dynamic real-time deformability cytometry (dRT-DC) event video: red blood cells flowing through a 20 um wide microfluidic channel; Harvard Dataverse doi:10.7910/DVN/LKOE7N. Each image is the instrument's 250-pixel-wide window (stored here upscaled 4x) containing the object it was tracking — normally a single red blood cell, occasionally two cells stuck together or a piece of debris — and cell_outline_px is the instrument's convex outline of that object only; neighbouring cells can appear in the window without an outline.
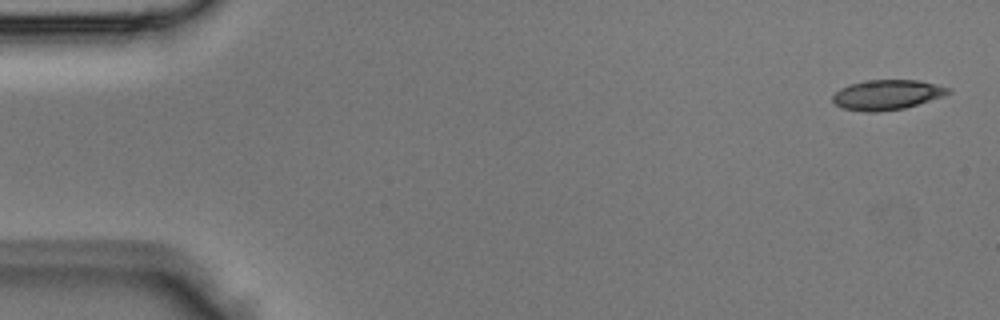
{"species": "Egyptian fruit bat (a non-hibernating species)", "species_latin": "Rousettus aegyptiacus", "temperature_condition": "room temperature", "stored_images_in_passage": 3, "segment_of_instrument_passage": [2, 2], "camera_frame_rate_fps": 3000, "um_per_image_px": 0.085, "animal": {"sex": "male"}, "frame": {"image": 1, "passage_image": 3, "time_ms": 0.667, "image_size_px": [1000, 320], "cell_outline_px": [[952, 92], [904, 108], [876, 112], [868, 112], [844, 108], [836, 104], [832, 100], [832, 96], [840, 88], [848, 84], [864, 80], [920, 80], [952, 88]], "centroid_in_image_um": [75.37, 8.03], "position_along_channel_um": 9.6, "area_um2": 20.0}}